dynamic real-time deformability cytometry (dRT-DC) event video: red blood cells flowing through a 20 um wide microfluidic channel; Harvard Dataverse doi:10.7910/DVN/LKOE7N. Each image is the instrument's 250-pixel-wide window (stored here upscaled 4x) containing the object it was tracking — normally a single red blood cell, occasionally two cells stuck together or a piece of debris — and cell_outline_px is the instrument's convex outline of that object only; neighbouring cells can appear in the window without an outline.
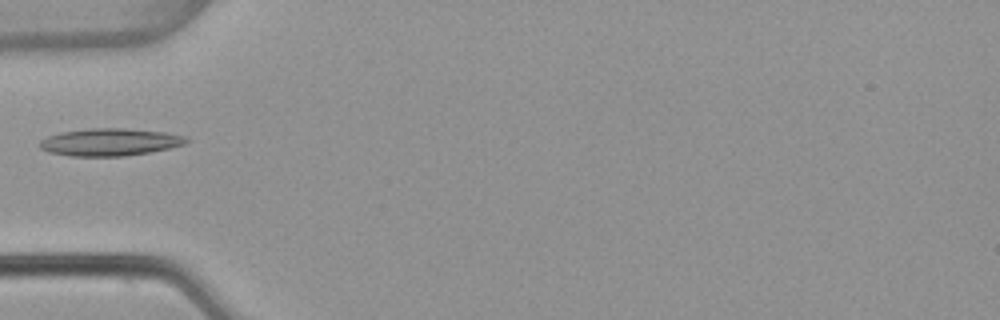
{"species": "common noctule bat (a hibernating species)", "species_latin": "Nyctalus noctula", "temperature_condition": "warm", "stored_images_in_passage": 5, "camera_frame_rate_fps": 3000, "um_per_image_px": 0.085, "animal": {"sex": "female", "body_mass_g": 22.7, "forearm_length_mm": 54.2}, "frame": {"image": 1, "passage_image": 5, "time_ms": 1.333, "image_size_px": [1000, 320], "cell_outline_px": [[188, 140], [184, 144], [168, 148], [148, 152], [124, 156], [68, 156], [48, 152], [40, 148], [40, 140], [48, 136], [60, 132], [88, 128], [124, 128], [164, 132], [184, 136]], "centroid_in_image_um": [9.28, 12.07], "position_along_channel_um": 75.7, "area_um2": 23.29}}